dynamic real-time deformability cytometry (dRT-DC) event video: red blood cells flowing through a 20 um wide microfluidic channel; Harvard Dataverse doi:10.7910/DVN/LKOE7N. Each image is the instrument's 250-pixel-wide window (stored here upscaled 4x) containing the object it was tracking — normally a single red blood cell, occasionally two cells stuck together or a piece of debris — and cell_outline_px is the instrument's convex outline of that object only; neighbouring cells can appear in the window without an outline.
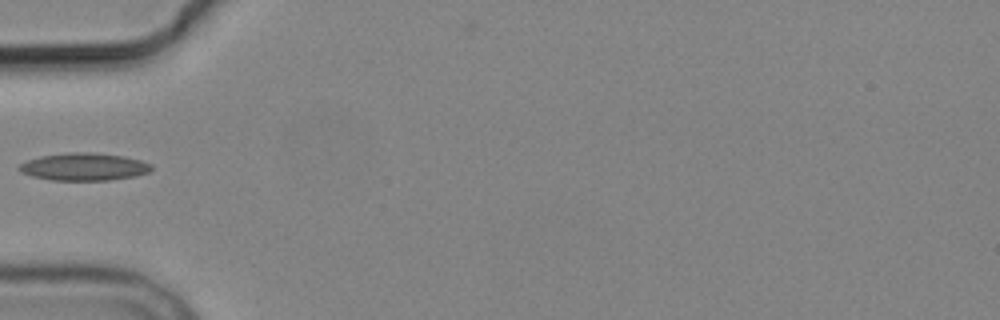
{"species": "common noctule bat (a hibernating species)", "species_latin": "Nyctalus noctula", "temperature_condition": "cold", "stored_images_in_passage": 6, "camera_frame_rate_fps": 3000, "um_per_image_px": 0.085, "animal": {"sex": "male", "body_mass_g": 19.2, "forearm_length_mm": 51.8}, "frame": {"image": 1, "passage_image": 5, "time_ms": 4.667, "image_size_px": [1000, 320], "cell_outline_px": [[152, 168], [148, 172], [136, 176], [108, 180], [52, 180], [32, 176], [20, 172], [16, 168], [20, 164], [28, 160], [40, 156], [68, 152], [92, 152], [124, 156], [140, 160], [152, 164]], "centroid_in_image_um": [7.12, 14.17], "position_along_channel_um": 77.9, "area_um2": 21.27}}
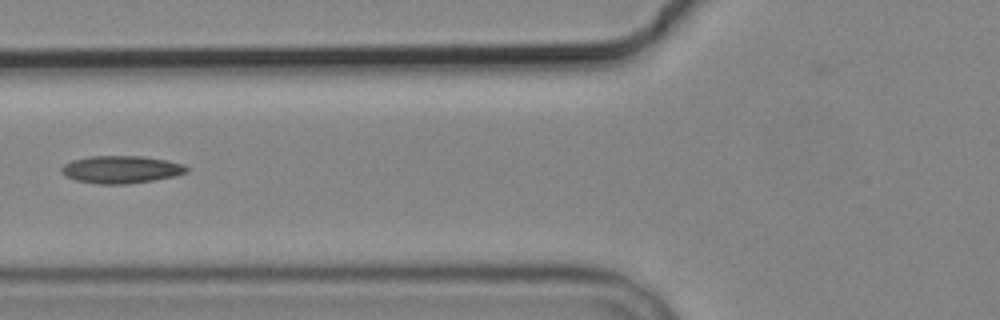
{"frame": {"image": 2, "passage_image": 6, "time_ms": 5.667, "image_size_px": [1000, 320], "cell_outline_px": [[188, 172], [176, 176], [128, 184], [100, 184], [76, 180], [64, 176], [60, 172], [60, 168], [64, 164], [72, 160], [88, 156], [144, 156], [184, 164], [188, 168]], "centroid_in_image_um": [10.27, 14.4], "position_along_channel_um": 115.5, "area_um2": 20.17}}